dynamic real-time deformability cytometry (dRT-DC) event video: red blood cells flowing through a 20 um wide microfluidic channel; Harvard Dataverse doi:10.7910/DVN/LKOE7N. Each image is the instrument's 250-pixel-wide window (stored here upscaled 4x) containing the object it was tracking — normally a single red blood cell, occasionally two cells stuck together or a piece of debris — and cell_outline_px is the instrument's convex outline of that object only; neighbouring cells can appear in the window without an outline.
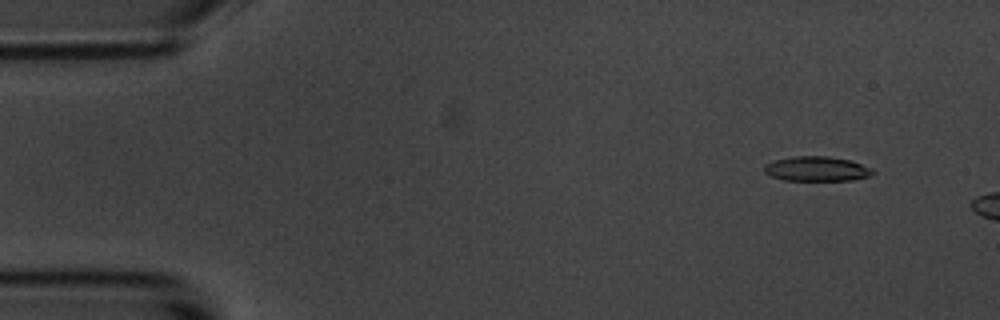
{"species": "common noctule bat (a hibernating species)", "species_latin": "Nyctalus noctula", "temperature_condition": "room temperature", "stored_images_in_passage": 8, "camera_frame_rate_fps": 3000, "um_per_image_px": 0.085, "animal": {"sex": "male", "body_mass_g": 20.1, "forearm_length_mm": 53.5}, "frame": {"image": 1, "passage_image": 1, "time_ms": 0.0, "image_size_px": [1000, 320], "cell_outline_px": [[876, 172], [872, 176], [852, 180], [784, 180], [772, 176], [764, 172], [764, 164], [776, 160], [792, 156], [828, 156], [848, 160], [872, 168]], "centroid_in_image_um": [69.44, 14.35], "position_along_channel_um": 15.6, "area_um2": 15.61}}